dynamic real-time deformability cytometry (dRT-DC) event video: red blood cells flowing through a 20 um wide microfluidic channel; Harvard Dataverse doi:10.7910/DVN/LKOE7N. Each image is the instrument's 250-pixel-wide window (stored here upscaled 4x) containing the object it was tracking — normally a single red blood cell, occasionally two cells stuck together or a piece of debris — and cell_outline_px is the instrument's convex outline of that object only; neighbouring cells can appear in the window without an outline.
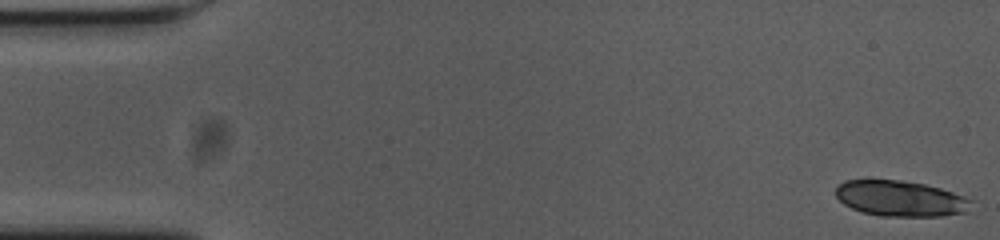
{"species": "common noctule bat (a hibernating species)", "species_latin": "Nyctalus noctula", "temperature_condition": "cold", "stored_images_in_passage": 19, "camera_frame_rate_fps": 3000, "um_per_image_px": 0.085, "animal": {"sex": "female", "body_mass_g": 23.0, "forearm_length_mm": 53.4}, "frame": {"image": 1, "passage_image": 1, "time_ms": 0.0, "image_size_px": [1000, 240], "cell_outline_px": [[972, 212], [940, 216], [880, 216], [860, 212], [844, 204], [836, 196], [836, 188], [844, 180], [900, 180], [924, 184], [940, 188], [952, 192], [972, 200]], "centroid_in_image_um": [76.57, 16.89], "position_along_channel_um": 8.4, "area_um2": 28.32}}